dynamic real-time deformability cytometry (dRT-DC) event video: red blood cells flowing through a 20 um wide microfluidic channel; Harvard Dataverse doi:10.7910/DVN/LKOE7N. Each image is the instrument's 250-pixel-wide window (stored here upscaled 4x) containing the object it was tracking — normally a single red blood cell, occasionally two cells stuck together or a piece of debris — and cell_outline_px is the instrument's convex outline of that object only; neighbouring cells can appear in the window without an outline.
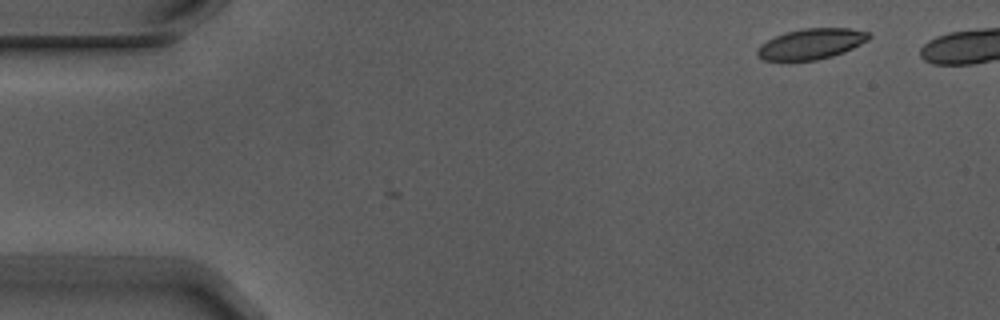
{"species": "Egyptian fruit bat (a non-hibernating species)", "species_latin": "Rousettus aegyptiacus", "temperature_condition": "warm", "stored_images_in_passage": 2, "camera_frame_rate_fps": 3000, "um_per_image_px": 0.085, "animal": {"sex": "male"}, "frame": {"image": 1, "passage_image": 1, "time_ms": 0.0, "image_size_px": [1000, 320], "cell_outline_px": [[872, 36], [868, 40], [844, 52], [832, 56], [816, 60], [764, 60], [756, 56], [756, 48], [760, 44], [784, 32], [800, 28], [848, 28], [868, 32]], "centroid_in_image_um": [68.92, 3.72], "position_along_channel_um": 16.1, "area_um2": 19.94}}